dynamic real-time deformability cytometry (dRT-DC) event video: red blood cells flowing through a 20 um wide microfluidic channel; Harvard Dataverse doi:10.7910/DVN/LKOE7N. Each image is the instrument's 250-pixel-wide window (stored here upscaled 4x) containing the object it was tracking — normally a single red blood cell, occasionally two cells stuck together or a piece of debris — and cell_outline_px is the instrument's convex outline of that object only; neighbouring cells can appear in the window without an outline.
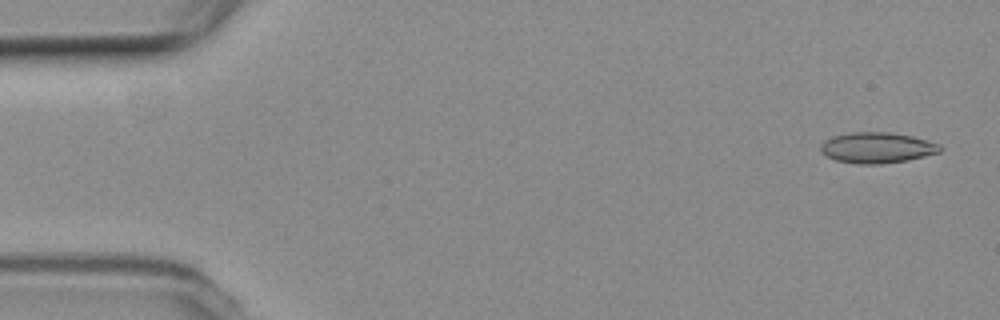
{"species": "common noctule bat (a hibernating species)", "species_latin": "Nyctalus noctula", "temperature_condition": "room temperature", "stored_images_in_passage": 5, "camera_frame_rate_fps": 3000, "um_per_image_px": 0.085, "animal": {"sex": "female", "body_mass_g": 19.3, "forearm_length_mm": 54.1}, "frame": {"image": 1, "passage_image": 1, "time_ms": 0.0, "image_size_px": [1000, 320], "cell_outline_px": [[944, 148], [940, 152], [924, 156], [904, 160], [880, 164], [856, 164], [836, 160], [820, 152], [820, 144], [824, 140], [832, 136], [852, 132], [888, 132], [912, 136], [940, 144]], "centroid_in_image_um": [74.53, 12.55], "position_along_channel_um": 10.5, "area_um2": 21.39}}
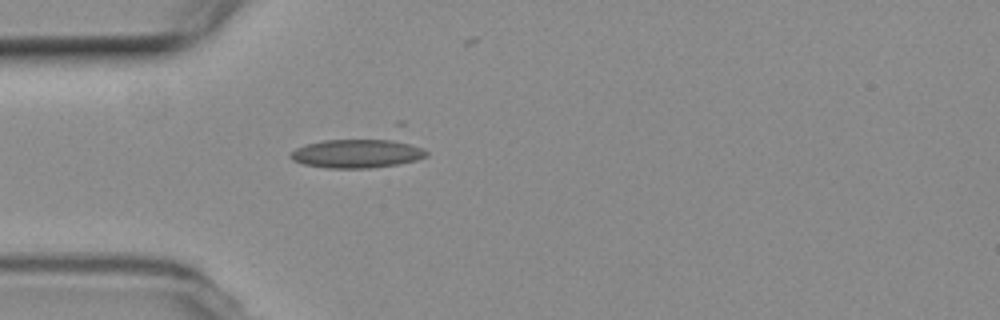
{"frame": {"image": 2, "passage_image": 5, "time_ms": 4.667, "image_size_px": [1000, 320], "cell_outline_px": [[428, 156], [416, 160], [396, 164], [372, 168], [328, 168], [304, 164], [292, 160], [288, 156], [296, 148], [308, 144], [396, 120], [404, 120], [428, 152]], "centroid_in_image_um": [30.96, 12.6], "position_along_channel_um": 54.0, "area_um2": 30.81}}